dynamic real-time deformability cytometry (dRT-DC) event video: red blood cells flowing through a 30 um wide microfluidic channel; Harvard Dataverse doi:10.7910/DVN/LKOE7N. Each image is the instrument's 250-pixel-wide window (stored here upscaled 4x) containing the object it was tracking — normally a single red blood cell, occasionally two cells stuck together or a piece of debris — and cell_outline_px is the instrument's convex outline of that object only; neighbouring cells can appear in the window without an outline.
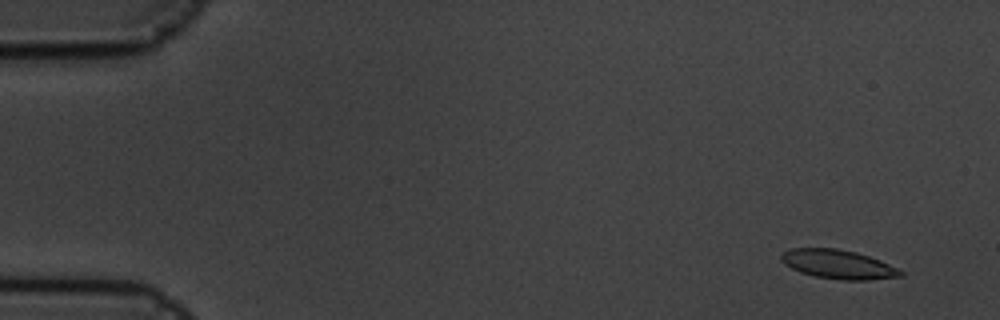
{"species": "common noctule bat (a hibernating species)", "species_latin": "Nyctalus noctula", "temperature_condition": "cold", "stored_images_in_passage": 10, "camera_frame_rate_fps": 3000, "um_per_image_px": 0.085, "animal": {"sex": "male", "body_mass_g": 19.5, "forearm_length_mm": 54.6}, "frame": {"image": 1, "passage_image": 1, "time_ms": 0.0, "image_size_px": [1000, 320], "cell_outline_px": [[904, 276], [868, 280], [840, 280], [816, 276], [800, 272], [784, 264], [780, 260], [780, 256], [784, 252], [792, 248], [836, 248], [856, 252], [880, 260], [904, 272]], "centroid_in_image_um": [71.24, 22.47], "position_along_channel_um": 13.8, "area_um2": 20.11}}
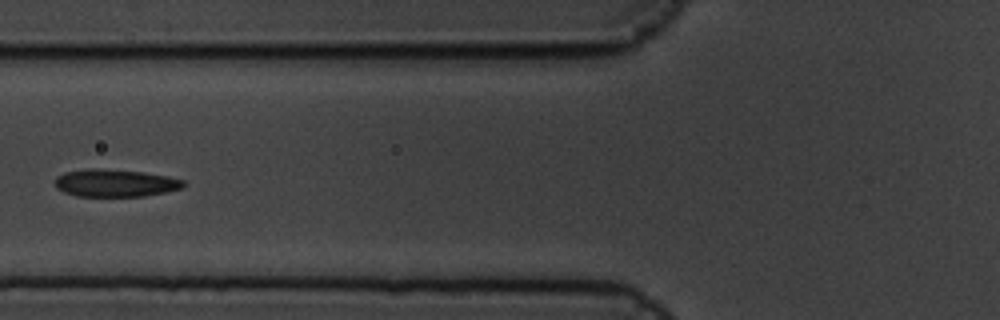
{"frame": {"image": 2, "passage_image": 6, "time_ms": 1.667, "image_size_px": [1000, 320], "cell_outline_px": [[184, 188], [144, 196], [76, 196], [64, 192], [56, 188], [56, 176], [64, 172], [88, 168], [96, 168], [140, 172], [168, 176], [184, 180]], "centroid_in_image_um": [9.77, 15.56], "position_along_channel_um": 116.0, "area_um2": 20.52}}
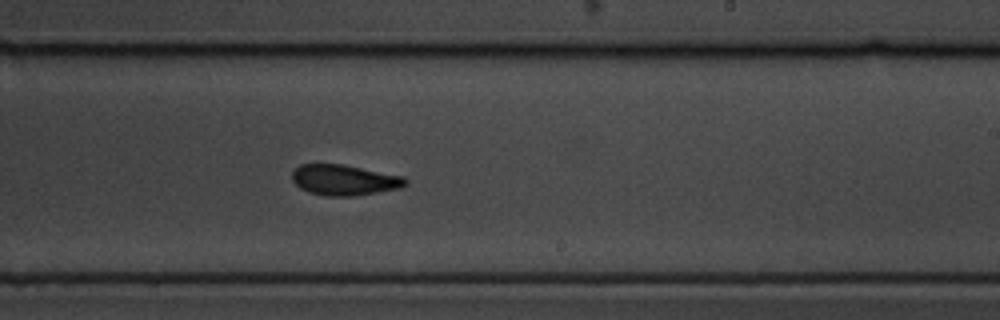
{"frame": {"image": 3, "passage_image": 10, "time_ms": 3.0, "image_size_px": [1000, 320], "cell_outline_px": [[408, 184], [400, 188], [356, 196], [324, 196], [308, 192], [300, 188], [292, 180], [292, 172], [300, 164], [344, 164], [404, 176], [408, 180]], "centroid_in_image_um": [29.28, 15.3], "position_along_channel_um": 259.7, "area_um2": 20.46}}